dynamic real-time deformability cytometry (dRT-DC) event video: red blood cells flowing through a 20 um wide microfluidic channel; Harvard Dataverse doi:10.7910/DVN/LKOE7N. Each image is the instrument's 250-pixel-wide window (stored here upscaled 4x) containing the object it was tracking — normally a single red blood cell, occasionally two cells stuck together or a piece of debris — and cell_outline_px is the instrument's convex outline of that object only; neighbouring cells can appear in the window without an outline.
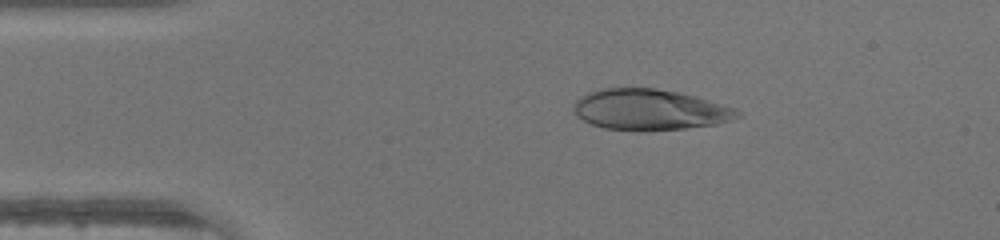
{"species": "human", "species_latin": "Homo sapiens", "temperature_condition": "warm", "stored_images_in_passage": 7, "segment_of_instrument_passage": [1, 2], "camera_frame_rate_fps": 3000, "um_per_image_px": 0.085, "donor": {"sex": "male"}, "frame": {"image": 1, "passage_image": 1, "time_ms": 0.0, "image_size_px": [1000, 240], "cell_outline_px": [[740, 116], [732, 120], [716, 124], [684, 128], [648, 132], [640, 132], [604, 128], [592, 124], [576, 116], [572, 108], [572, 104], [580, 96], [588, 92], [600, 88], [656, 88], [676, 92], [692, 96], [736, 108], [740, 112]], "centroid_in_image_um": [55.17, 9.34], "position_along_channel_um": 29.8, "area_um2": 39.25}}